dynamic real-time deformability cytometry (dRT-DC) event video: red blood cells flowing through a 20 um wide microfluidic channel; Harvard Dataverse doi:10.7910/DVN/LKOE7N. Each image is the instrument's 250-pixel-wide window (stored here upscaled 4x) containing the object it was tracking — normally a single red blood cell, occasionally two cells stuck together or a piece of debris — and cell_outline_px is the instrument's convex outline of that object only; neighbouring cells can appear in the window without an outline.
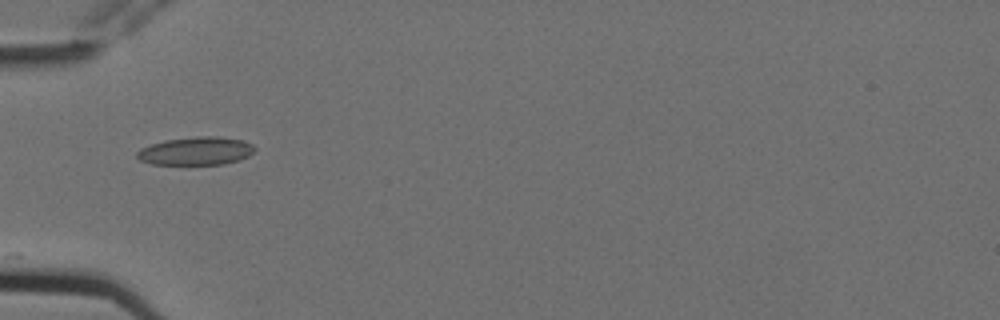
{"species": "Egyptian fruit bat (a non-hibernating species)", "species_latin": "Rousettus aegyptiacus", "temperature_condition": "cold", "stored_images_in_passage": 5, "camera_frame_rate_fps": 3000, "um_per_image_px": 0.085, "animal": {"sex": "female"}, "frame": {"image": 1, "passage_image": 3, "time_ms": 0.667, "image_size_px": [1000, 320], "cell_outline_px": [[256, 148], [248, 156], [240, 160], [224, 164], [152, 164], [140, 160], [136, 156], [136, 152], [140, 148], [164, 140], [196, 136], [216, 136], [244, 140], [252, 144]], "centroid_in_image_um": [16.66, 12.83], "position_along_channel_um": 68.3, "area_um2": 19.36}}
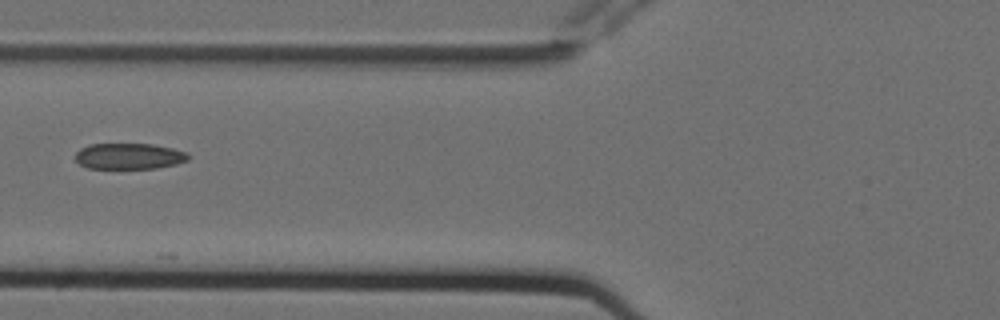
{"frame": {"image": 2, "passage_image": 4, "time_ms": 1.0, "image_size_px": [1000, 320], "cell_outline_px": [[188, 160], [176, 164], [156, 168], [88, 168], [80, 164], [76, 160], [76, 152], [80, 148], [88, 144], [152, 144], [172, 148], [188, 152]], "centroid_in_image_um": [10.97, 13.27], "position_along_channel_um": 114.8, "area_um2": 17.05}}